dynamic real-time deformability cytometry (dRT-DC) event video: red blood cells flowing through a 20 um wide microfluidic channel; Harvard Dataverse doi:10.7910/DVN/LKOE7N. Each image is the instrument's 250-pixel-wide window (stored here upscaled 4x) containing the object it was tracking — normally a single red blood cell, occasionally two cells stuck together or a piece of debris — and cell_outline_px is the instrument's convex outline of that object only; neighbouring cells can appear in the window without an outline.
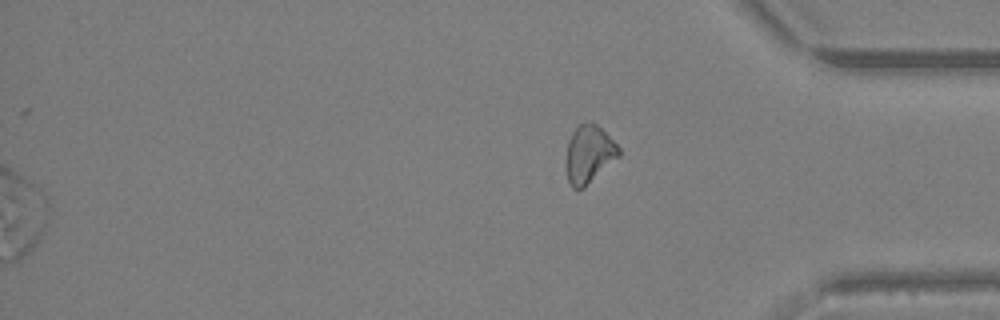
{"species": "Egyptian fruit bat (a non-hibernating species)", "species_latin": "Rousettus aegyptiacus", "temperature_condition": "warm", "stored_images_in_passage": 37, "segment_of_instrument_passage": [2, 2], "camera_frame_rate_fps": 3000, "um_per_image_px": 0.085, "animal": {"sex": "female"}, "frame": {"image": 1, "passage_image": 37, "time_ms": 12.0, "image_size_px": [1000, 320], "cell_outline_px": [[620, 156], [584, 188], [572, 188], [568, 180], [564, 164], [568, 140], [572, 132], [580, 124], [592, 120], [620, 148]], "centroid_in_image_um": [50.03, 13.11], "position_along_channel_um": 385.2, "area_um2": 17.92}}